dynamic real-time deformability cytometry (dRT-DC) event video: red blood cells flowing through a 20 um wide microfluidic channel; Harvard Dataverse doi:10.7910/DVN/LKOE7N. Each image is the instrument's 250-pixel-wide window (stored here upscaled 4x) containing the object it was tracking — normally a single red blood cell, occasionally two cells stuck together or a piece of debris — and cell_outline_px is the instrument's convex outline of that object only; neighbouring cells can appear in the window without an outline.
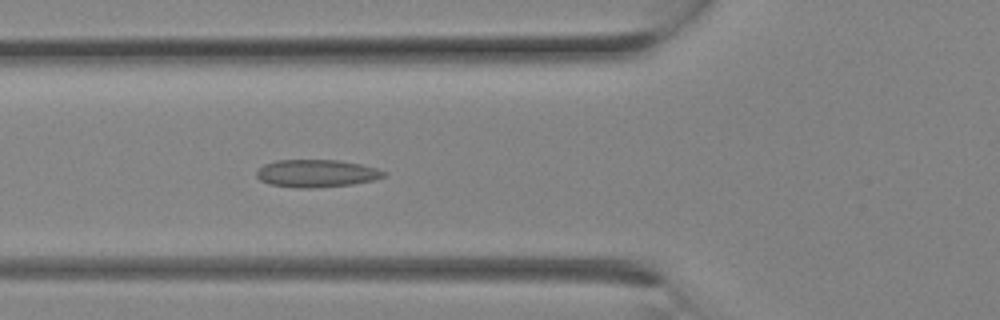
{"species": "Egyptian fruit bat (a non-hibernating species)", "species_latin": "Rousettus aegyptiacus", "temperature_condition": "room temperature", "stored_images_in_passage": 9, "camera_frame_rate_fps": 3000, "um_per_image_px": 0.085, "animal": {"sex": "female"}, "frame": {"image": 1, "passage_image": 9, "time_ms": 2.667, "image_size_px": [1000, 320], "cell_outline_px": [[388, 172], [384, 176], [372, 180], [352, 184], [312, 188], [300, 188], [268, 184], [260, 180], [256, 176], [256, 172], [264, 164], [276, 160], [340, 160], [360, 164], [376, 168]], "centroid_in_image_um": [26.88, 14.73], "position_along_channel_um": 98.9, "area_um2": 20.4}}